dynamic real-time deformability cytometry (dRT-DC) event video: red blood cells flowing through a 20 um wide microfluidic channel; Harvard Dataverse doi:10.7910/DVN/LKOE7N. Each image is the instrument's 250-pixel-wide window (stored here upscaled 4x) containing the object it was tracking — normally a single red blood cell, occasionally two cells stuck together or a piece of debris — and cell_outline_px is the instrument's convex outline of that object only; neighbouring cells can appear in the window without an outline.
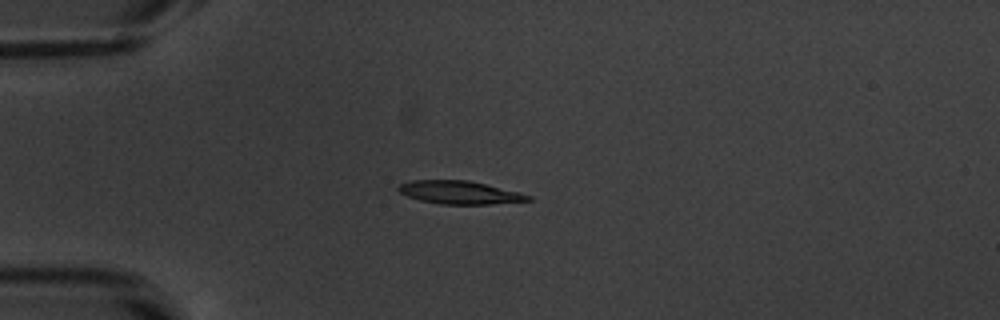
{"species": "common noctule bat (a hibernating species)", "species_latin": "Nyctalus noctula", "temperature_condition": "warm", "stored_images_in_passage": 40, "camera_frame_rate_fps": 3000, "um_per_image_px": 0.085, "animal": {"sex": "male", "body_mass_g": 20.1, "forearm_length_mm": 53.5}, "frame": {"image": 1, "passage_image": 1, "time_ms": 0.0, "image_size_px": [1000, 320], "cell_outline_px": [[532, 200], [492, 204], [440, 204], [420, 200], [408, 196], [400, 192], [396, 188], [400, 184], [412, 180], [468, 180], [532, 196]], "centroid_in_image_um": [39.03, 16.36], "position_along_channel_um": 46.0, "area_um2": 17.17}}
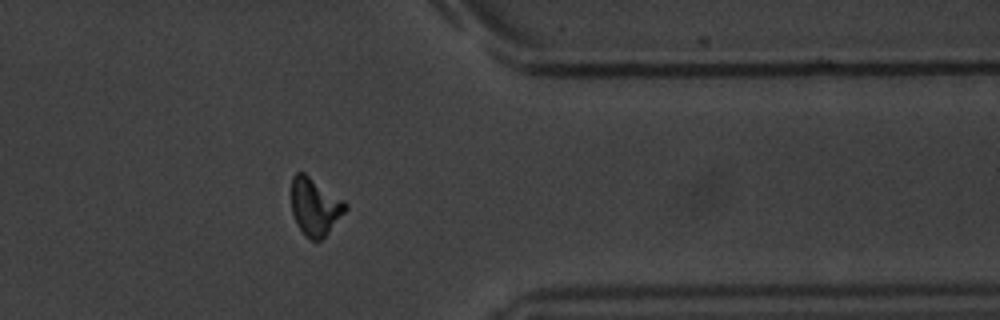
{"frame": {"image": 2, "passage_image": 30, "time_ms": 9.667, "image_size_px": [1000, 320], "cell_outline_px": [[348, 208], [328, 232], [320, 240], [312, 240], [304, 236], [296, 224], [292, 212], [292, 176], [296, 172], [304, 172], [344, 200], [348, 204]], "centroid_in_image_um": [26.76, 17.56], "position_along_channel_um": 384.6, "area_um2": 18.09}}
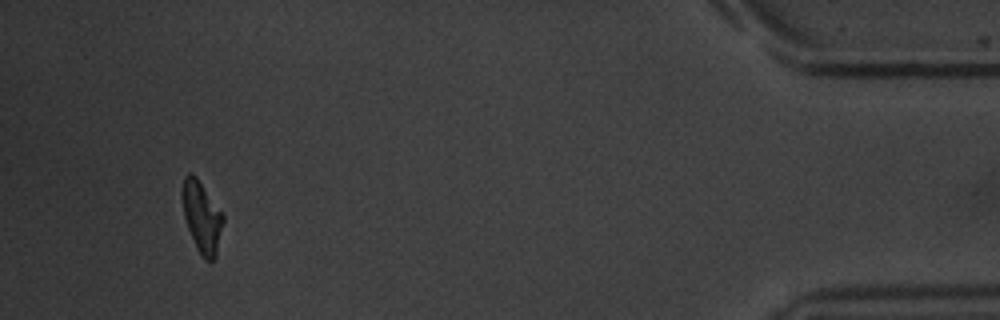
{"frame": {"image": 3, "passage_image": 37, "time_ms": 12.0, "image_size_px": [1000, 320], "cell_outline_px": [[224, 220], [216, 256], [212, 264], [204, 260], [196, 248], [188, 228], [184, 216], [180, 196], [180, 192], [184, 176], [188, 172], [192, 172], [196, 176], [224, 216]], "centroid_in_image_um": [17.13, 18.45], "position_along_channel_um": 418.1, "area_um2": 17.22}, "authors_computed_cell_mechanics": {"area_um2": 17.8024, "velocity_mm_per_s": 3.8288, "shape_relaxation_time_tau1_ms": 3.4234, "shape_relaxation_time_tau2_ms": 2.011, "deformation_change_tau1": 0.1688, "deformation_change_tau2": 0.0984}}